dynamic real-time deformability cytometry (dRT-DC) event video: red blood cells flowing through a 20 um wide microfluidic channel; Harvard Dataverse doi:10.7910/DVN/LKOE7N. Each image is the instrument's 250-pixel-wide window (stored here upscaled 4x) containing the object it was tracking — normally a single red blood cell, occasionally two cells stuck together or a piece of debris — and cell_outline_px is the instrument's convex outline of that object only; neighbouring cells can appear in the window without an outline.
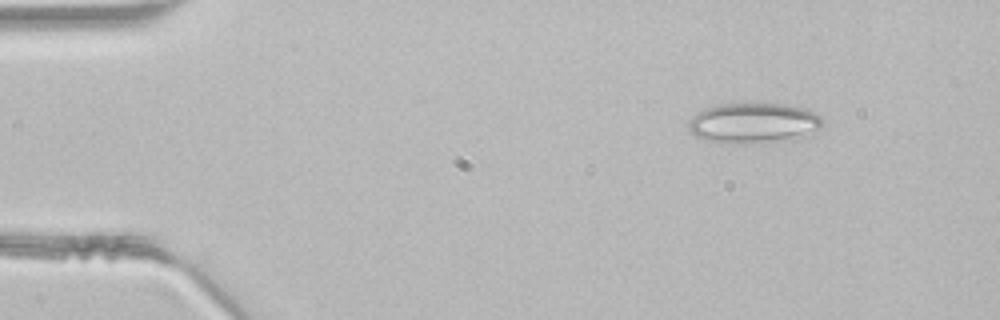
{"species": "common noctule bat (a hibernating species)", "species_latin": "Nyctalus noctula", "temperature_condition": "room temperature", "stored_images_in_passage": 42, "camera_frame_rate_fps": 3000, "um_per_image_px": 0.085, "animal": {"sex": "male", "body_mass_g": 21.5, "forearm_length_mm": 52.0}, "frame": {"image": 1, "passage_image": 2, "time_ms": 0.333, "image_size_px": [1000, 320], "cell_outline_px": [[824, 124], [820, 128], [800, 140], [744, 144], [708, 140], [696, 136], [688, 132], [688, 124], [692, 116], [704, 108], [720, 104], [784, 104], [808, 108], [820, 116], [824, 120]], "centroid_in_image_um": [64.12, 10.47], "position_along_channel_um": 20.9, "area_um2": 32.08}}
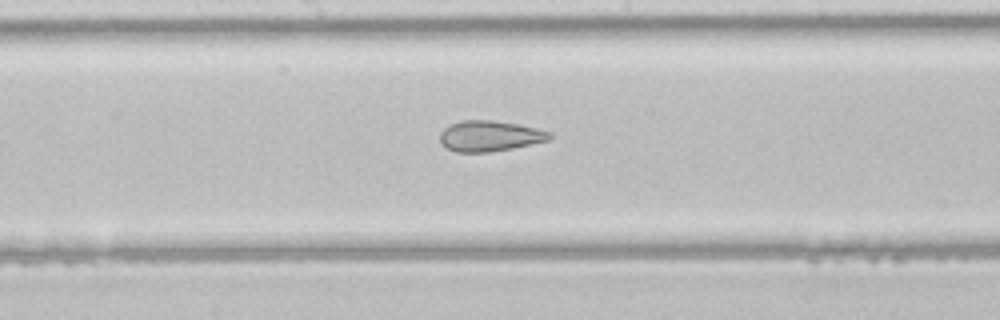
{"frame": {"image": 2, "passage_image": 20, "time_ms": 6.333, "image_size_px": [1000, 320], "cell_outline_px": [[552, 136], [548, 140], [512, 148], [488, 152], [456, 152], [440, 144], [440, 132], [444, 128], [460, 120], [492, 120], [516, 124], [536, 128], [552, 132]], "centroid_in_image_um": [41.6, 11.56], "position_along_channel_um": 206.6, "area_um2": 19.48}}
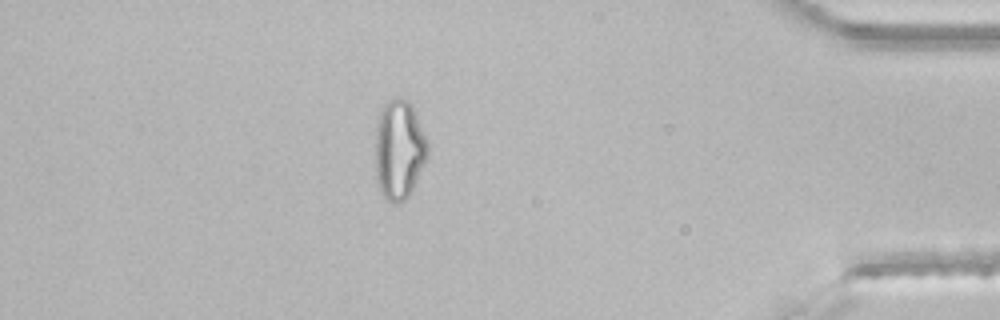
{"frame": {"image": 3, "passage_image": 36, "time_ms": 11.667, "image_size_px": [1000, 320], "cell_outline_px": [[428, 152], [416, 180], [408, 196], [404, 200], [396, 204], [392, 204], [384, 196], [376, 180], [376, 128], [380, 108], [388, 100], [408, 100], [412, 104], [428, 144]], "centroid_in_image_um": [33.9, 12.71], "position_along_channel_um": 401.3, "area_um2": 29.82}}